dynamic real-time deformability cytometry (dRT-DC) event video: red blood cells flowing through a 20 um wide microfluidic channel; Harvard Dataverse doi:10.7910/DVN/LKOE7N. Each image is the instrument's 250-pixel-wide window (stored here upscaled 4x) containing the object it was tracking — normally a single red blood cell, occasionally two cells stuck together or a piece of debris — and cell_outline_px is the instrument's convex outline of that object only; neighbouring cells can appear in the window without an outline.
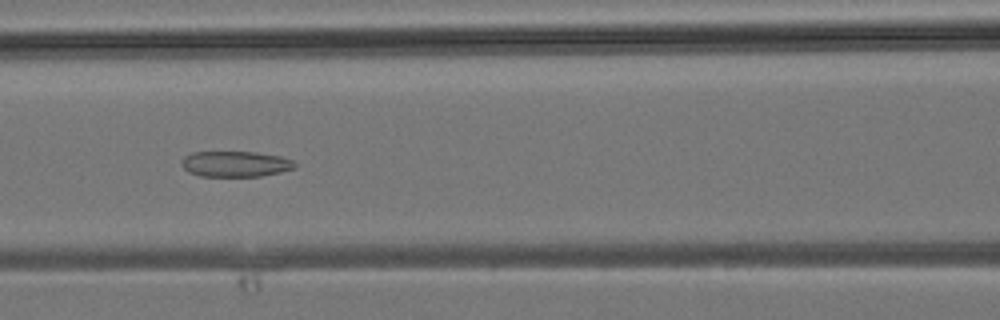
{"species": "common noctule bat (a hibernating species)", "species_latin": "Nyctalus noctula", "temperature_condition": "room temperature", "stored_images_in_passage": 26, "camera_frame_rate_fps": 3000, "um_per_image_px": 0.085, "animal": {"sex": "male", "body_mass_g": 19.2, "forearm_length_mm": 51.8}, "frame": {"image": 1, "passage_image": 5, "time_ms": 1.333, "image_size_px": [1000, 320], "cell_outline_px": [[296, 168], [280, 172], [260, 176], [200, 176], [188, 172], [180, 164], [184, 156], [192, 152], [256, 152], [280, 156], [292, 160], [296, 164]], "centroid_in_image_um": [20.0, 13.93], "position_along_channel_um": 146.6, "area_um2": 16.99}}
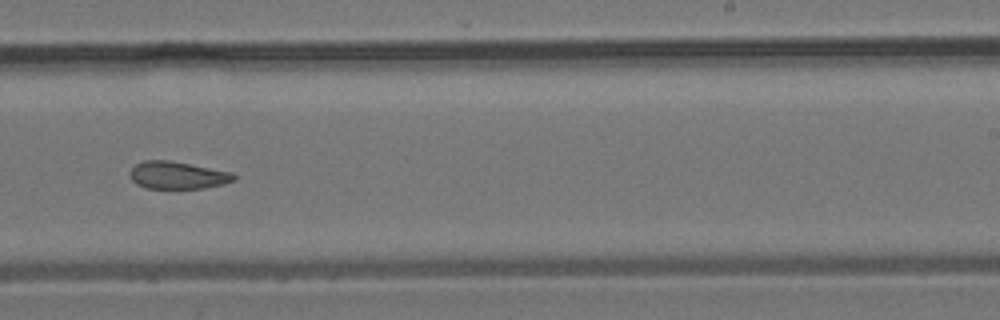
{"frame": {"image": 2, "passage_image": 12, "time_ms": 3.667, "image_size_px": [1000, 320], "cell_outline_px": [[236, 180], [224, 184], [204, 188], [172, 192], [148, 188], [136, 184], [132, 180], [128, 172], [136, 164], [144, 160], [168, 160], [232, 172], [236, 176]], "centroid_in_image_um": [15.08, 14.95], "position_along_channel_um": 273.9, "area_um2": 17.4}}
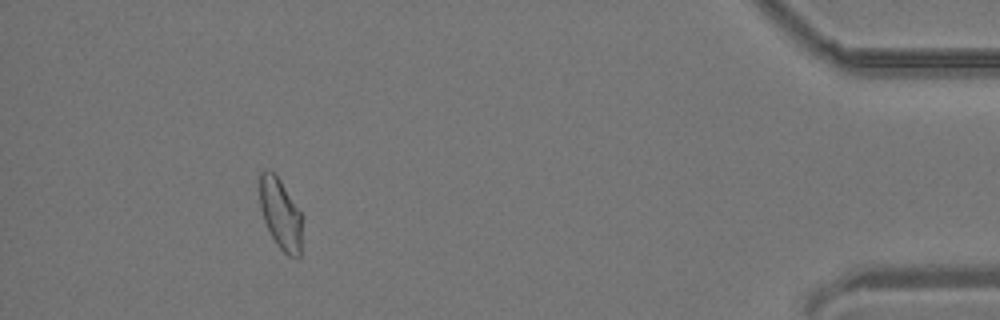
{"frame": {"image": 3, "passage_image": 23, "time_ms": 7.333, "image_size_px": [1000, 320], "cell_outline_px": [[300, 260], [288, 256], [276, 244], [264, 220], [260, 208], [260, 172], [264, 168], [268, 168], [280, 180], [300, 212]], "centroid_in_image_um": [23.81, 18.18], "position_along_channel_um": 411.4, "area_um2": 17.17}}